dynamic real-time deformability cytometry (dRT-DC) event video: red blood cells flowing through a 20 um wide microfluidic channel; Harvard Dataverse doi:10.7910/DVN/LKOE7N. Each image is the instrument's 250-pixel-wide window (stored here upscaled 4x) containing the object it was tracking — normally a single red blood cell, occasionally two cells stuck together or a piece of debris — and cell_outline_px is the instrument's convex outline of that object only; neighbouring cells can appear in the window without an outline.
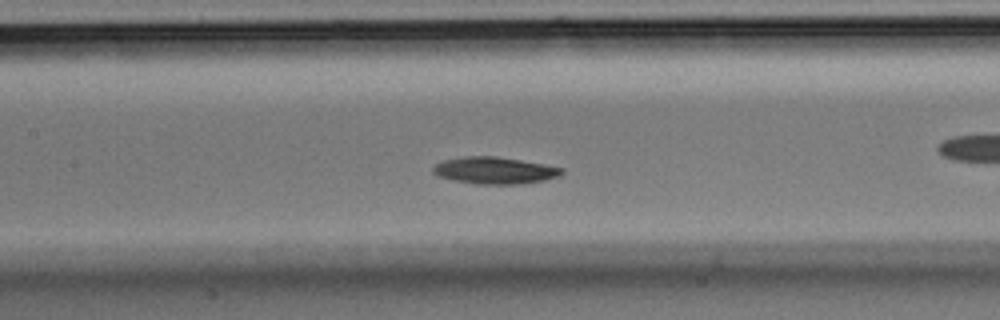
{"species": "Egyptian fruit bat (a non-hibernating species)", "species_latin": "Rousettus aegyptiacus", "temperature_condition": "room temperature", "stored_images_in_passage": 37, "camera_frame_rate_fps": 3000, "um_per_image_px": 0.085, "animal": {"sex": "male"}, "frame": {"image": 1, "passage_image": 16, "time_ms": 5.0, "image_size_px": [1000, 320], "cell_outline_px": [[564, 172], [556, 176], [544, 180], [520, 184], [476, 184], [452, 180], [436, 176], [432, 172], [432, 168], [440, 160], [464, 156], [496, 156], [544, 164], [564, 168]], "centroid_in_image_um": [41.98, 14.48], "position_along_channel_um": 165.4, "area_um2": 20.29}}